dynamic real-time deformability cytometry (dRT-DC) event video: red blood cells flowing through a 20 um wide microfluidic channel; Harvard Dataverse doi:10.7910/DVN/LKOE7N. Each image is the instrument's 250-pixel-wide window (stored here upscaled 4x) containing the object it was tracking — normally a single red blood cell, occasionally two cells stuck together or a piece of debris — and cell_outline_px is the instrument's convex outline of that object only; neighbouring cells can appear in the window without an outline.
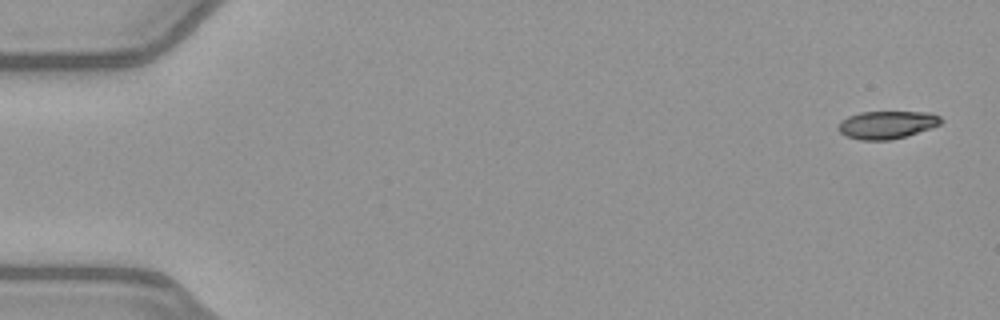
{"species": "common noctule bat (a hibernating species)", "species_latin": "Nyctalus noctula", "temperature_condition": "warm", "stored_images_in_passage": 51, "camera_frame_rate_fps": 3000, "um_per_image_px": 0.085, "animal": {"sex": "female", "body_mass_g": 21.9}, "frame": {"image": 1, "passage_image": 1, "time_ms": 0.0, "image_size_px": [1000, 320], "cell_outline_px": [[944, 120], [940, 124], [932, 128], [904, 136], [888, 140], [860, 140], [844, 136], [836, 128], [840, 120], [848, 116], [860, 112], [928, 112], [940, 116]], "centroid_in_image_um": [75.35, 10.6], "position_along_channel_um": 9.6, "area_um2": 16.76}}
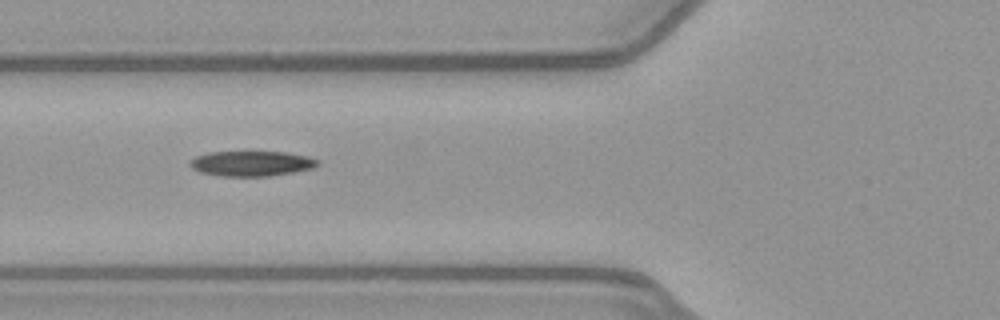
{"frame": {"image": 2, "passage_image": 19, "time_ms": 6.0, "image_size_px": [1000, 320], "cell_outline_px": [[320, 164], [312, 168], [292, 172], [268, 176], [220, 176], [200, 172], [192, 168], [188, 164], [196, 156], [208, 152], [284, 152], [308, 156], [320, 160]], "centroid_in_image_um": [21.38, 13.9], "position_along_channel_um": 104.4, "area_um2": 18.67}}
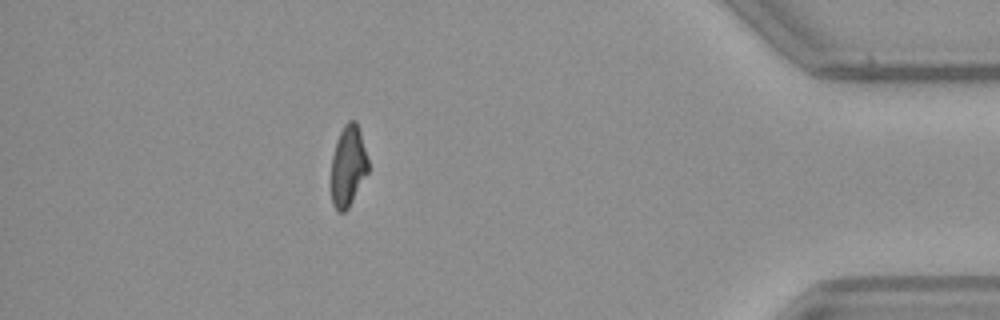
{"frame": {"image": 3, "passage_image": 45, "time_ms": 14.667, "image_size_px": [1000, 320], "cell_outline_px": [[368, 172], [348, 208], [344, 212], [336, 212], [332, 204], [332, 156], [336, 140], [344, 124], [348, 120], [356, 120], [360, 132], [368, 160]], "centroid_in_image_um": [29.58, 14.11], "position_along_channel_um": 405.6, "area_um2": 17.34}, "authors_computed_cell_mechanics": {"area_um2": 18.3804, "velocity_mm_per_s": 4.0287, "shape_relaxation_time_tau1_ms": null, "shape_relaxation_time_tau2_ms": 7.3118, "deformation_change_tau1": null, "deformation_change_tau2": 0.1576}}